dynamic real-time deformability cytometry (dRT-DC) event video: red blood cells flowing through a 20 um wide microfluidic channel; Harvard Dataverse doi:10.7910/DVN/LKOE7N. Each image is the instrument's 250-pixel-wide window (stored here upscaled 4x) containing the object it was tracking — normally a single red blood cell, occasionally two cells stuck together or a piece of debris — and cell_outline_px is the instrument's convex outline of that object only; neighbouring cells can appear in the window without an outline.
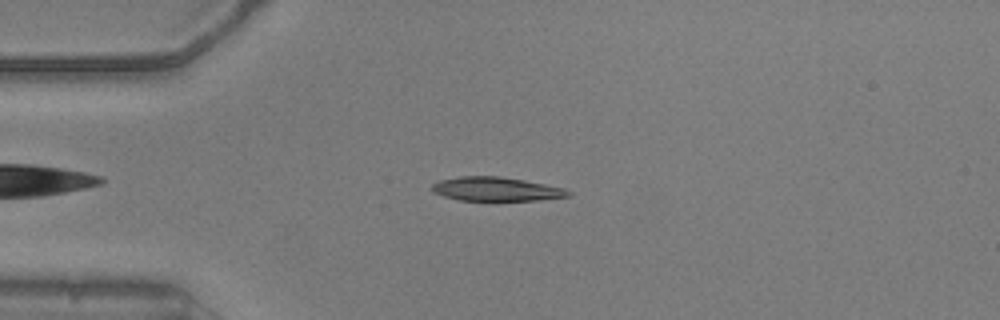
{"species": "common noctule bat (a hibernating species)", "species_latin": "Nyctalus noctula", "temperature_condition": "warm", "stored_images_in_passage": 48, "camera_frame_rate_fps": 3000, "um_per_image_px": 0.085, "animal": {"sex": "male", "body_mass_g": 20.5, "forearm_length_mm": 52.5}, "frame": {"image": 1, "passage_image": 8, "time_ms": 2.333, "image_size_px": [1000, 320], "cell_outline_px": [[572, 192], [568, 196], [540, 200], [460, 200], [444, 196], [432, 192], [432, 184], [440, 180], [460, 176], [500, 176], [524, 180], [564, 188]], "centroid_in_image_um": [42.16, 16.06], "position_along_channel_um": 42.8, "area_um2": 18.84}}
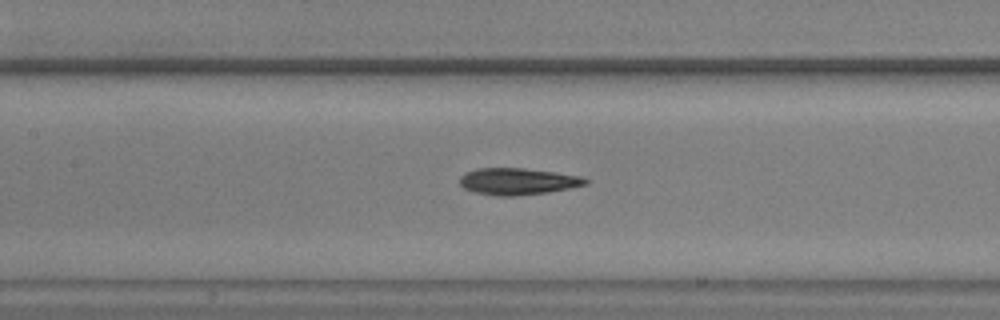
{"frame": {"image": 2, "passage_image": 19, "time_ms": 6.0, "image_size_px": [1000, 320], "cell_outline_px": [[588, 184], [548, 192], [516, 196], [500, 196], [472, 192], [464, 188], [460, 184], [460, 176], [464, 172], [476, 168], [524, 168], [580, 176], [588, 180]], "centroid_in_image_um": [43.95, 15.42], "position_along_channel_um": 163.4, "area_um2": 19.54}}
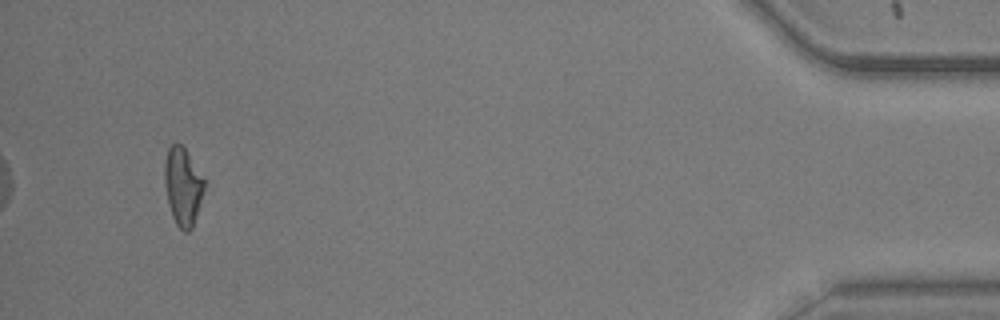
{"frame": {"image": 3, "passage_image": 45, "time_ms": 14.667, "image_size_px": [1000, 320], "cell_outline_px": [[208, 180], [192, 228], [188, 232], [184, 232], [176, 224], [172, 216], [168, 204], [164, 184], [164, 164], [168, 148], [172, 144], [180, 144], [184, 148]], "centroid_in_image_um": [15.57, 15.84], "position_along_channel_um": 419.6, "area_um2": 18.44}, "authors_computed_cell_mechanics": {"area_um2": 19.3919, "velocity_mm_per_s": 3.8335, "shape_relaxation_time_tau1_ms": 5.6286, "shape_relaxation_time_tau2_ms": 3.7563, "deformation_change_tau1": 0.2011, "deformation_change_tau2": 0.124}}